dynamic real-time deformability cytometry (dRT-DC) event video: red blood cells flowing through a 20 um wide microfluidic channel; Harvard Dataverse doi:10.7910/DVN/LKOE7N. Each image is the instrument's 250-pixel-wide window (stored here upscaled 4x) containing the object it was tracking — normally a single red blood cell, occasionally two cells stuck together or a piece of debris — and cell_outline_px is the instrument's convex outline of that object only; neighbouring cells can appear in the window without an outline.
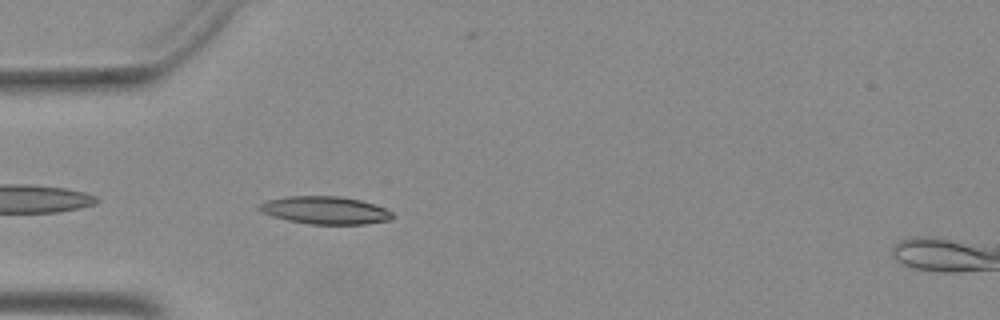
{"species": "Egyptian fruit bat (a non-hibernating species)", "species_latin": "Rousettus aegyptiacus", "temperature_condition": "warm", "stored_images_in_passage": 23, "camera_frame_rate_fps": 3000, "um_per_image_px": 0.085, "animal": {"sex": "female"}, "frame": {"image": 1, "passage_image": 2, "time_ms": 0.333, "image_size_px": [1000, 320], "cell_outline_px": [[396, 216], [392, 220], [364, 224], [308, 224], [288, 220], [272, 216], [256, 208], [260, 204], [268, 200], [284, 196], [340, 196], [360, 200], [384, 208], [392, 212]], "centroid_in_image_um": [27.66, 17.87], "position_along_channel_um": 57.3, "area_um2": 21.5}}
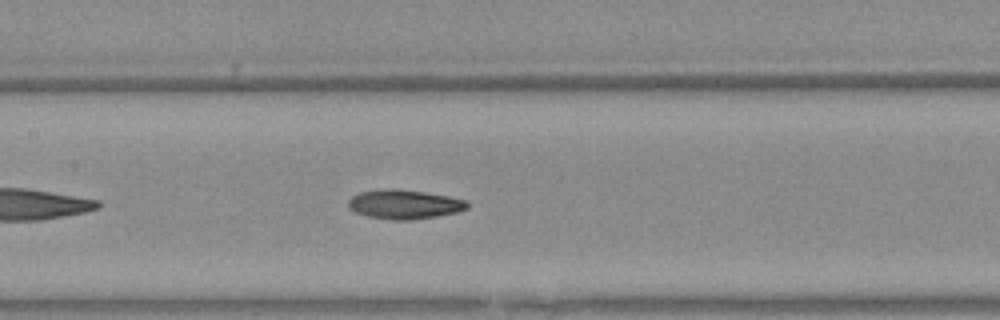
{"frame": {"image": 2, "passage_image": 11, "time_ms": 3.333, "image_size_px": [1000, 320], "cell_outline_px": [[468, 208], [456, 212], [436, 216], [408, 220], [392, 220], [368, 216], [356, 212], [348, 208], [348, 200], [352, 196], [360, 192], [380, 188], [396, 188], [424, 192], [448, 196], [464, 200], [468, 204]], "centroid_in_image_um": [34.32, 17.35], "position_along_channel_um": 173.1, "area_um2": 20.23}}
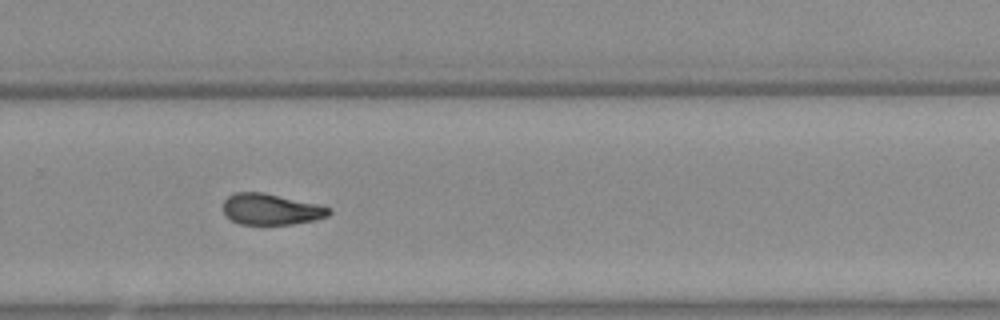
{"frame": {"image": 3, "passage_image": 21, "time_ms": 6.667, "image_size_px": [1000, 320], "cell_outline_px": [[332, 212], [328, 216], [316, 220], [292, 224], [240, 224], [232, 220], [224, 212], [224, 200], [228, 196], [236, 192], [264, 192], [316, 204], [332, 208]], "centroid_in_image_um": [23.06, 17.78], "position_along_channel_um": 306.7, "area_um2": 19.07}}